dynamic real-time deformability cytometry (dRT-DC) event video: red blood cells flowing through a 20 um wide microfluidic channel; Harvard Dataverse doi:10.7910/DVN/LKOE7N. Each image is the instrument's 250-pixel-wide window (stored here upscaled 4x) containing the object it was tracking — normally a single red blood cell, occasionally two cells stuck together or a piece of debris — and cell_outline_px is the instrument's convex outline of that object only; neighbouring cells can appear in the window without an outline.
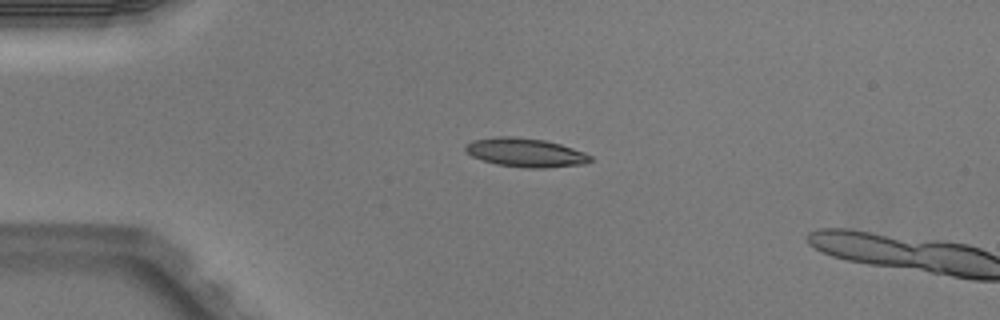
{"species": "Egyptian fruit bat (a non-hibernating species)", "species_latin": "Rousettus aegyptiacus", "temperature_condition": "warm", "stored_images_in_passage": 4, "camera_frame_rate_fps": 3000, "um_per_image_px": 0.085, "animal": {"sex": "male"}, "frame": {"image": 1, "passage_image": 3, "time_ms": 0.667, "image_size_px": [1000, 320], "cell_outline_px": [[592, 160], [584, 164], [548, 168], [528, 168], [496, 164], [472, 156], [464, 148], [464, 144], [472, 140], [496, 136], [512, 136], [544, 140], [560, 144], [584, 152], [592, 156]], "centroid_in_image_um": [44.66, 12.96], "position_along_channel_um": 40.3, "area_um2": 20.98}}